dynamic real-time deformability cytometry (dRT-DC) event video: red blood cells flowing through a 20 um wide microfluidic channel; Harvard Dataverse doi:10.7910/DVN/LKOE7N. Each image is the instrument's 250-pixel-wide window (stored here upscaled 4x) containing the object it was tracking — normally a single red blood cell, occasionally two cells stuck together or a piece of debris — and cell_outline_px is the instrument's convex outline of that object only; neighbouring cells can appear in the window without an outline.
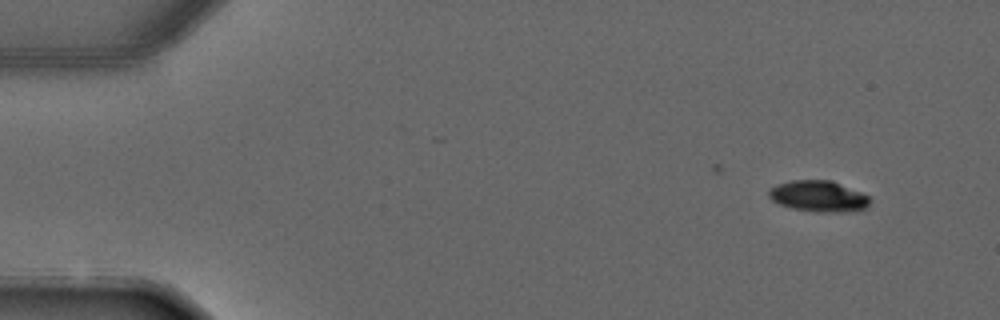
{"species": "common noctule bat (a hibernating species)", "species_latin": "Nyctalus noctula", "temperature_condition": "warm", "stored_images_in_passage": 4, "camera_frame_rate_fps": 3000, "um_per_image_px": 0.085, "animal": {"sex": "male", "forearm_length_mm": 52.5}, "frame": {"image": 1, "passage_image": 1, "time_ms": 0.0, "image_size_px": [1000, 320], "cell_outline_px": [[872, 200], [868, 208], [844, 212], [816, 212], [792, 208], [780, 204], [772, 200], [768, 196], [768, 188], [776, 184], [792, 180], [832, 180], [860, 192], [868, 196]], "centroid_in_image_um": [69.57, 16.68], "position_along_channel_um": 15.4, "area_um2": 18.5}}
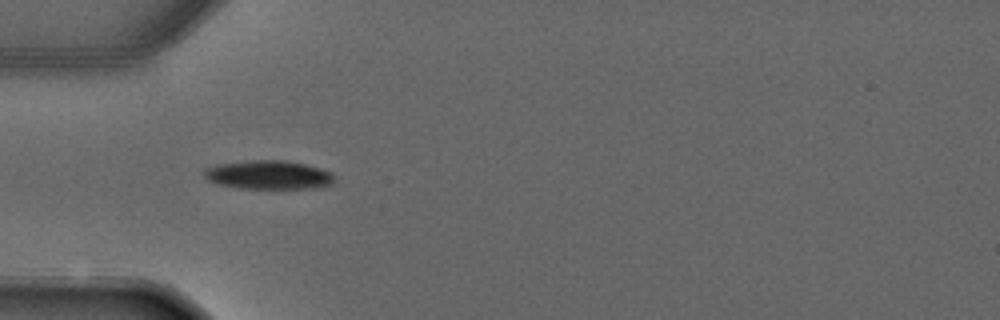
{"frame": {"image": 2, "passage_image": 4, "time_ms": 3.333, "image_size_px": [1000, 320], "cell_outline_px": [[332, 184], [304, 188], [240, 188], [216, 184], [208, 180], [204, 176], [204, 168], [216, 164], [252, 160], [288, 160], [320, 168], [332, 172]], "centroid_in_image_um": [22.75, 14.85], "position_along_channel_um": 62.2, "area_um2": 21.68}}